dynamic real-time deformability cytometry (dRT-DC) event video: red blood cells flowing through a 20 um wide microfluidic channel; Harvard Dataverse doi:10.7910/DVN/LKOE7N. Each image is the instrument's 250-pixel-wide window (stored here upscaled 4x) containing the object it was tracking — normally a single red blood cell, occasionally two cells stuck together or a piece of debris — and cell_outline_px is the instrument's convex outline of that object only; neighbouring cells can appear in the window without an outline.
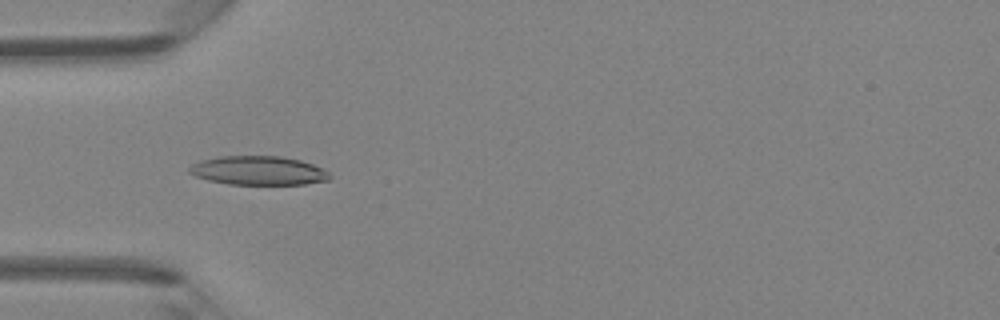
{"species": "Egyptian fruit bat (a non-hibernating species)", "species_latin": "Rousettus aegyptiacus", "temperature_condition": "room temperature", "stored_images_in_passage": 47, "camera_frame_rate_fps": 3000, "um_per_image_px": 0.085, "animal": {"sex": "female"}, "frame": {"image": 1, "passage_image": 15, "time_ms": 4.667, "image_size_px": [1000, 320], "cell_outline_px": [[332, 176], [328, 180], [304, 184], [228, 184], [208, 180], [196, 176], [188, 172], [188, 168], [192, 164], [200, 160], [220, 156], [280, 156], [300, 160], [312, 164], [328, 172]], "centroid_in_image_um": [21.93, 14.49], "position_along_channel_um": 63.1, "area_um2": 23.58}}
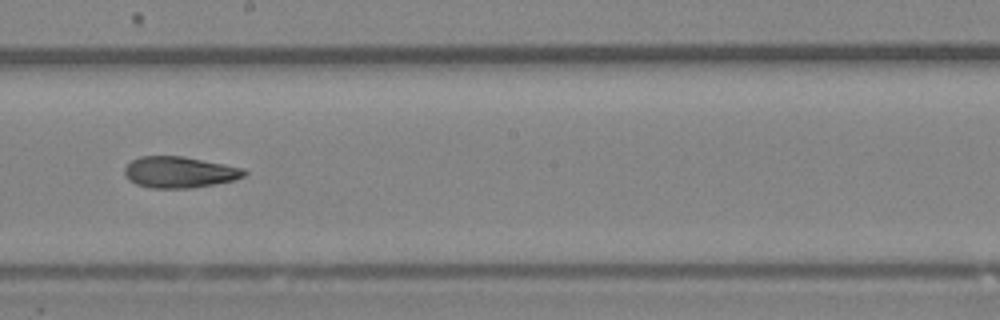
{"frame": {"image": 2, "passage_image": 27, "time_ms": 8.667, "image_size_px": [1000, 320], "cell_outline_px": [[248, 172], [244, 176], [236, 180], [188, 188], [152, 188], [136, 184], [128, 180], [124, 176], [124, 168], [132, 160], [140, 156], [184, 156], [244, 168]], "centroid_in_image_um": [15.24, 14.63], "position_along_channel_um": 233.0, "area_um2": 21.85}}
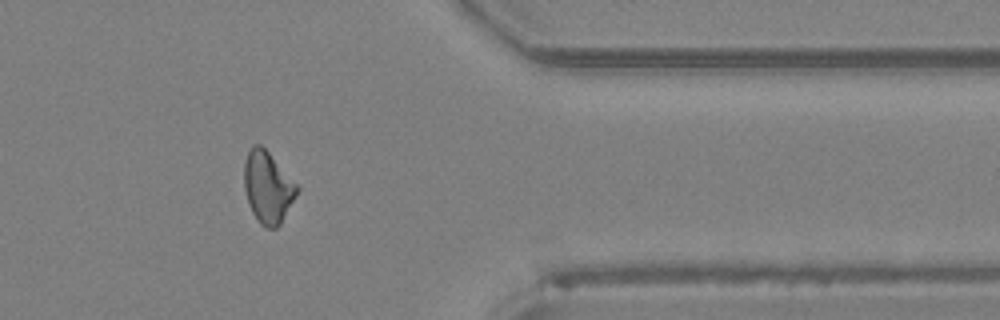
{"frame": {"image": 3, "passage_image": 39, "time_ms": 12.667, "image_size_px": [1000, 320], "cell_outline_px": [[300, 188], [280, 224], [276, 228], [264, 228], [260, 224], [252, 212], [248, 204], [244, 188], [244, 164], [248, 152], [252, 144], [260, 144], [300, 184]], "centroid_in_image_um": [22.78, 15.91], "position_along_channel_um": 388.6, "area_um2": 22.31}, "authors_computed_cell_mechanics": {"area_um2": 22.1374, "velocity_mm_per_s": 4.2959, "shape_relaxation_time_tau1_ms": null, "shape_relaxation_time_tau2_ms": 5.8931, "deformation_change_tau1": null, "deformation_change_tau2": 0.1238}}